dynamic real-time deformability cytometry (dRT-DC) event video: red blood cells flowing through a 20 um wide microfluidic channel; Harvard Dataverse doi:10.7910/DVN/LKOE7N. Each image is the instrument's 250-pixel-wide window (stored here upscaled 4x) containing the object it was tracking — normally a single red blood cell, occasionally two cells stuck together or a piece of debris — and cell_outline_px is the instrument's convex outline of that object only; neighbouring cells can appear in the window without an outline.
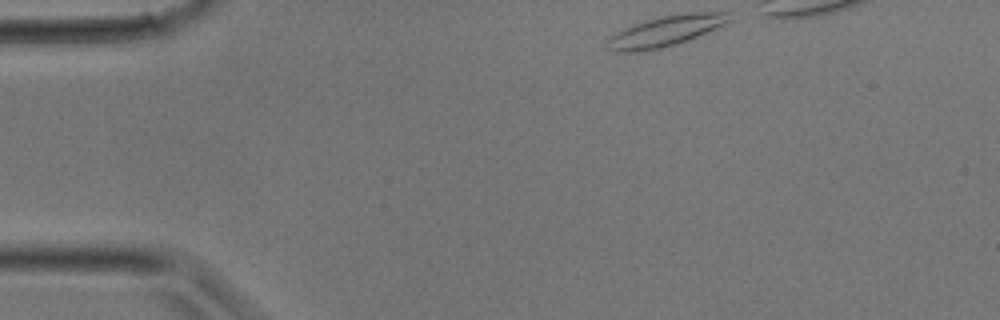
{"species": "common noctule bat (a hibernating species)", "species_latin": "Nyctalus noctula", "temperature_condition": "room temperature", "stored_images_in_passage": 22, "camera_frame_rate_fps": 3000, "um_per_image_px": 0.085, "animal": {"sex": "male", "body_mass_g": 17.9}, "frame": {"image": 1, "passage_image": 1, "time_ms": 0.0, "image_size_px": [1000, 320], "cell_outline_px": [[732, 20], [716, 28], [688, 40], [676, 44], [660, 48], [640, 52], [612, 52], [608, 48], [604, 40], [608, 36], [632, 24], [664, 16], [688, 12], [728, 12]], "centroid_in_image_um": [56.51, 2.65], "position_along_channel_um": 28.5, "area_um2": 21.79}}
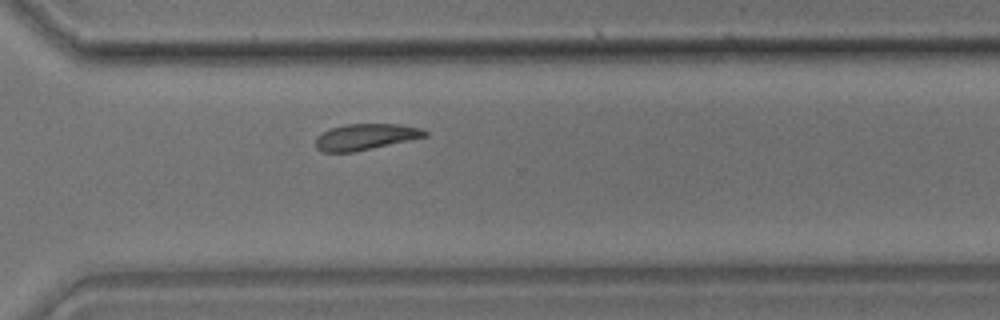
{"frame": {"image": 2, "passage_image": 19, "time_ms": 6.0, "image_size_px": [1000, 320], "cell_outline_px": [[428, 136], [372, 148], [352, 152], [320, 152], [316, 148], [316, 136], [332, 128], [348, 124], [400, 124], [420, 128], [428, 132]], "centroid_in_image_um": [31.07, 11.63], "position_along_channel_um": 339.5, "area_um2": 16.47}}